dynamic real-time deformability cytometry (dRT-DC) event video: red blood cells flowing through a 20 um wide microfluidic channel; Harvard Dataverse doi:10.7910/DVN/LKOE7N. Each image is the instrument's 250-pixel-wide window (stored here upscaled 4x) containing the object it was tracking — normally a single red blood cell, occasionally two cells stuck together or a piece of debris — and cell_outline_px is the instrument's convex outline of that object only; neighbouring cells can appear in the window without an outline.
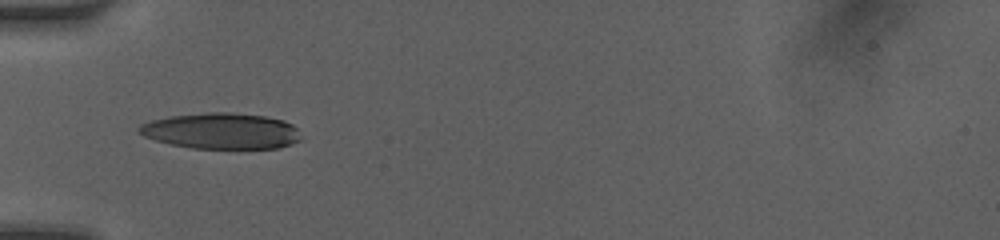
{"species": "human", "species_latin": "Homo sapiens", "temperature_condition": "room temperature", "stored_images_in_passage": 19, "camera_frame_rate_fps": 3000, "um_per_image_px": 0.085, "donor": {"sex": "female"}, "frame": {"image": 1, "passage_image": 3, "time_ms": 1.0, "image_size_px": [1000, 240], "cell_outline_px": [[300, 140], [292, 144], [276, 148], [192, 148], [172, 144], [156, 140], [144, 136], [136, 132], [136, 128], [140, 124], [152, 120], [172, 116], [204, 112], [232, 112], [264, 116], [284, 120], [292, 124], [296, 128]], "centroid_in_image_um": [18.79, 11.12], "position_along_channel_um": 66.2, "area_um2": 33.87}}
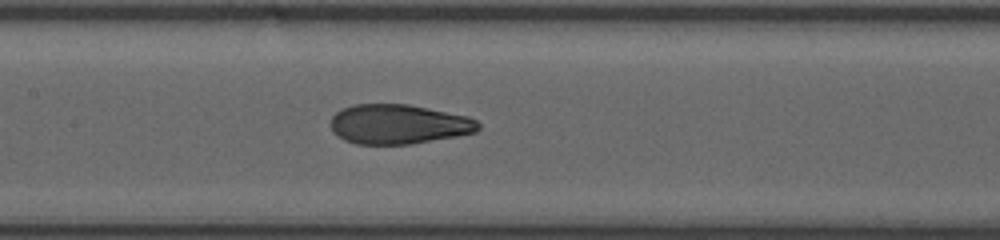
{"frame": {"image": 2, "passage_image": 10, "time_ms": 3.667, "image_size_px": [1000, 240], "cell_outline_px": [[480, 128], [476, 132], [412, 144], [356, 144], [344, 140], [332, 132], [332, 116], [340, 108], [352, 104], [408, 104], [468, 116], [476, 120], [480, 124]], "centroid_in_image_um": [33.86, 10.55], "position_along_channel_um": 173.5, "area_um2": 34.16}}
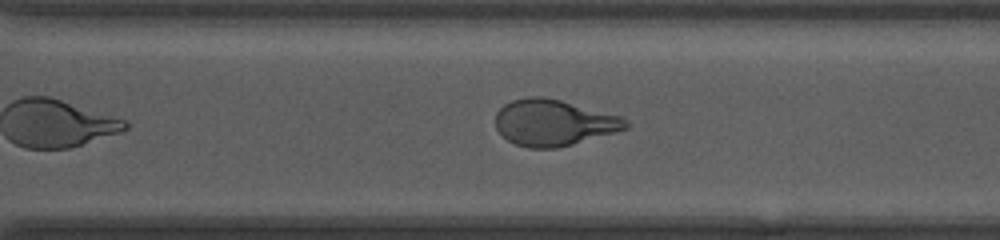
{"frame": {"image": 3, "passage_image": 19, "time_ms": 7.333, "image_size_px": [1000, 240], "cell_outline_px": [[628, 128], [616, 132], [572, 144], [556, 148], [528, 148], [516, 144], [508, 140], [496, 128], [496, 112], [504, 104], [512, 100], [528, 96], [544, 96], [560, 100], [620, 116], [628, 120]], "centroid_in_image_um": [47.05, 10.42], "position_along_channel_um": 323.6, "area_um2": 34.91}}